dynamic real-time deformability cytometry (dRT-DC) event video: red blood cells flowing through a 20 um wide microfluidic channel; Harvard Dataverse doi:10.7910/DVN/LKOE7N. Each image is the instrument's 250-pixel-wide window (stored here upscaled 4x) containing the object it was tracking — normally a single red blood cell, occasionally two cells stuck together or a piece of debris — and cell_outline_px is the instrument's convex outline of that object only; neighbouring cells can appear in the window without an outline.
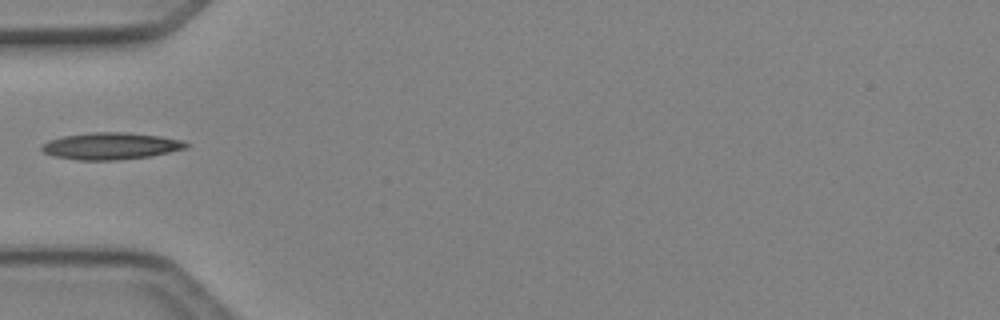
{"species": "Egyptian fruit bat (a non-hibernating species)", "species_latin": "Rousettus aegyptiacus", "temperature_condition": "cold", "stored_images_in_passage": 3, "camera_frame_rate_fps": 3000, "um_per_image_px": 0.085, "animal": {"sex": "female"}, "frame": {"image": 1, "passage_image": 2, "time_ms": 0.333, "image_size_px": [1000, 320], "cell_outline_px": [[188, 148], [152, 156], [116, 160], [76, 160], [52, 156], [44, 152], [40, 148], [48, 140], [64, 136], [92, 132], [128, 132], [160, 136], [184, 140], [188, 144]], "centroid_in_image_um": [9.44, 12.41], "position_along_channel_um": 75.6, "area_um2": 22.77}}
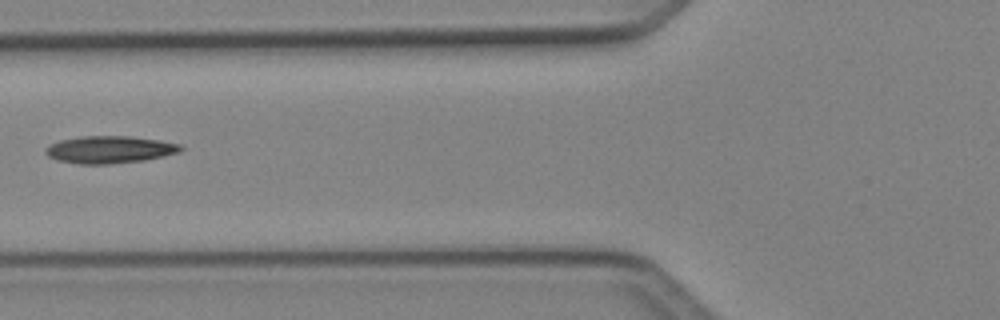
{"frame": {"image": 2, "passage_image": 3, "time_ms": 0.667, "image_size_px": [1000, 320], "cell_outline_px": [[184, 148], [180, 152], [164, 156], [144, 160], [108, 164], [76, 164], [56, 160], [48, 156], [44, 152], [44, 148], [48, 144], [60, 140], [80, 136], [132, 136], [160, 140], [184, 144]], "centroid_in_image_um": [9.32, 12.71], "position_along_channel_um": 116.5, "area_um2": 21.91}}